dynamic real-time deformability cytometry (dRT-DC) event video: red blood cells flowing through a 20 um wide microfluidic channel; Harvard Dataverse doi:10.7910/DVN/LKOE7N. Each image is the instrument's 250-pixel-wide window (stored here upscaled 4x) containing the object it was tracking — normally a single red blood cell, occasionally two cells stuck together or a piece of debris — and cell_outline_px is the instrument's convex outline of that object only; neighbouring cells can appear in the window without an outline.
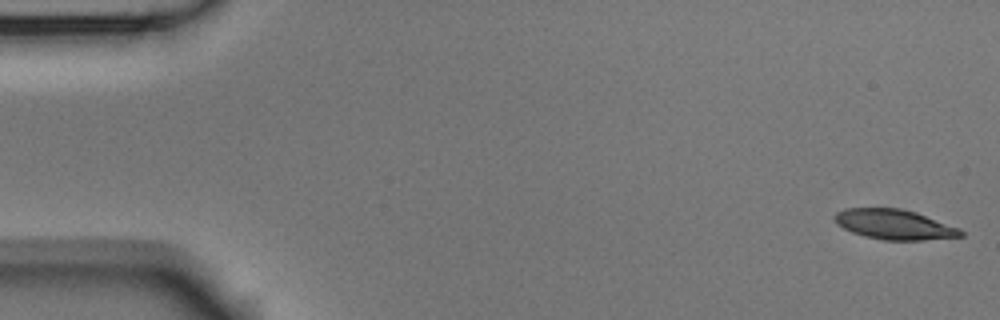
{"species": "Egyptian fruit bat (a non-hibernating species)", "species_latin": "Rousettus aegyptiacus", "temperature_condition": "room temperature", "stored_images_in_passage": 5, "camera_frame_rate_fps": 3000, "um_per_image_px": 0.085, "animal": {"sex": "male"}, "frame": {"image": 1, "passage_image": 1, "time_ms": 0.0, "image_size_px": [1000, 320], "cell_outline_px": [[964, 236], [924, 240], [884, 240], [864, 236], [852, 232], [836, 224], [832, 216], [836, 212], [844, 208], [900, 208], [916, 212], [960, 228], [964, 232]], "centroid_in_image_um": [76.0, 19.07], "position_along_channel_um": 9.0, "area_um2": 22.2}}
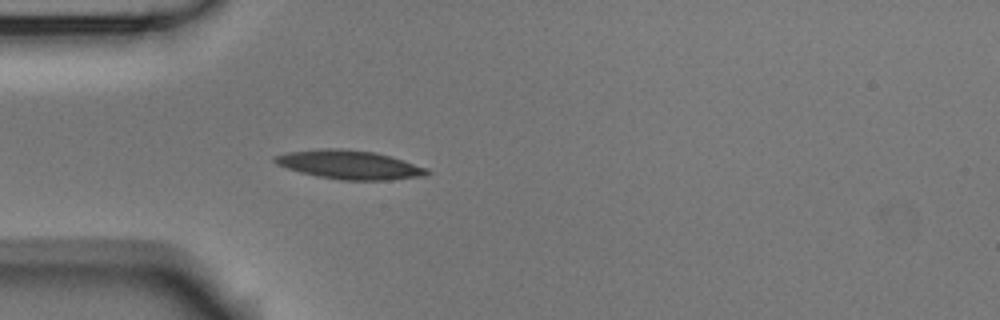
{"frame": {"image": 2, "passage_image": 5, "time_ms": 1.333, "image_size_px": [1000, 320], "cell_outline_px": [[432, 172], [428, 176], [388, 180], [340, 180], [316, 176], [300, 172], [276, 164], [272, 160], [272, 156], [288, 152], [320, 148], [340, 148], [376, 152], [392, 156], [428, 168]], "centroid_in_image_um": [29.74, 14.0], "position_along_channel_um": 55.3, "area_um2": 25.95}}